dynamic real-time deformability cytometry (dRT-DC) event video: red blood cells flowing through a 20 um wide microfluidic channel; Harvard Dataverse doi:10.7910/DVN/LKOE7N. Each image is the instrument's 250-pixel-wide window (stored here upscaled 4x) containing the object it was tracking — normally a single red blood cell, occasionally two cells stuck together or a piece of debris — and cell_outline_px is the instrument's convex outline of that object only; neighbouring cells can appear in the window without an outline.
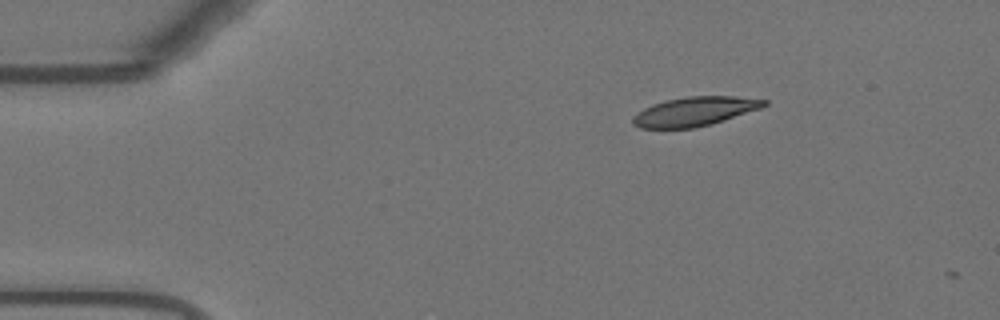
{"species": "Egyptian fruit bat (a non-hibernating species)", "species_latin": "Rousettus aegyptiacus", "temperature_condition": "warm", "stored_images_in_passage": 3, "camera_frame_rate_fps": 3000, "um_per_image_px": 0.085, "animal": {"sex": "female"}, "frame": {"image": 1, "passage_image": 1, "time_ms": 0.0, "image_size_px": [1000, 320], "cell_outline_px": [[768, 104], [760, 108], [724, 120], [692, 128], [640, 128], [632, 124], [632, 116], [644, 108], [652, 104], [664, 100], [688, 96], [736, 96], [768, 100]], "centroid_in_image_um": [59.02, 9.46], "position_along_channel_um": 26.0, "area_um2": 22.2}}